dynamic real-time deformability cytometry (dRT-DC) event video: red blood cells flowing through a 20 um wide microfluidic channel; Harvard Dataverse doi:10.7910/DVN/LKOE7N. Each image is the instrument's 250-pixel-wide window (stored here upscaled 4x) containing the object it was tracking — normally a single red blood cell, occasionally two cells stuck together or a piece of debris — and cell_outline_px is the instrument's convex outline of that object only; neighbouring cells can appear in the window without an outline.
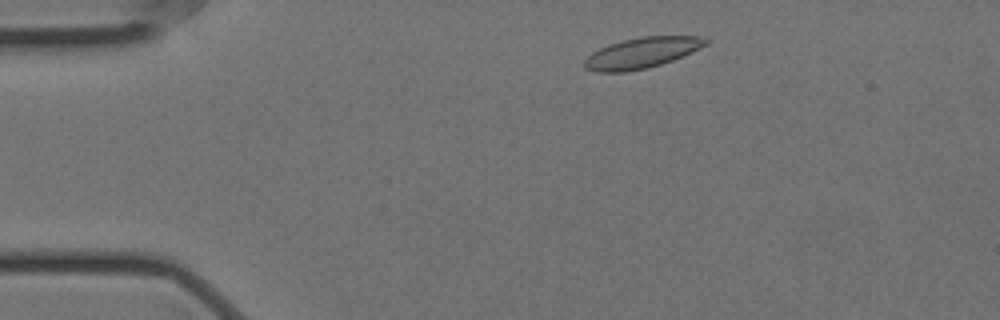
{"species": "Egyptian fruit bat (a non-hibernating species)", "species_latin": "Rousettus aegyptiacus", "temperature_condition": "cold", "stored_images_in_passage": 52, "camera_frame_rate_fps": 3000, "um_per_image_px": 0.085, "animal": {"sex": "female"}, "frame": {"image": 1, "passage_image": 5, "time_ms": 1.333, "image_size_px": [1000, 320], "cell_outline_px": [[708, 44], [672, 60], [648, 68], [624, 72], [596, 72], [584, 68], [584, 60], [592, 52], [600, 48], [624, 40], [640, 36], [700, 36], [708, 40]], "centroid_in_image_um": [54.53, 4.5], "position_along_channel_um": 30.5, "area_um2": 21.44}}
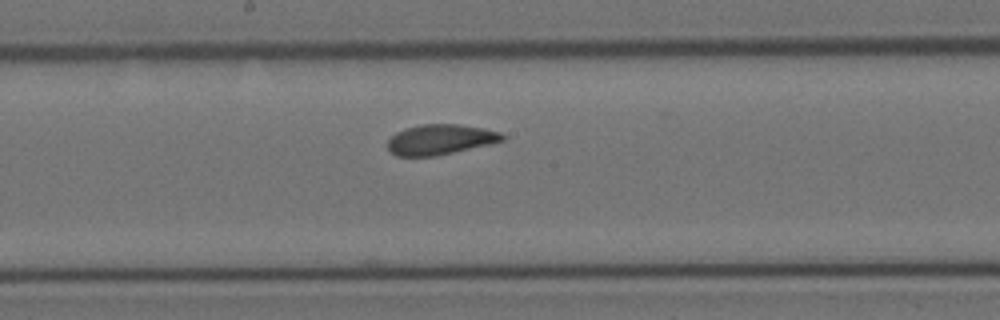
{"frame": {"image": 2, "passage_image": 25, "time_ms": 8.0, "image_size_px": [1000, 320], "cell_outline_px": [[504, 140], [488, 144], [436, 156], [396, 156], [388, 152], [388, 140], [396, 132], [404, 128], [424, 124], [460, 124], [484, 128], [500, 132], [504, 136]], "centroid_in_image_um": [37.38, 11.86], "position_along_channel_um": 210.8, "area_um2": 20.17}}
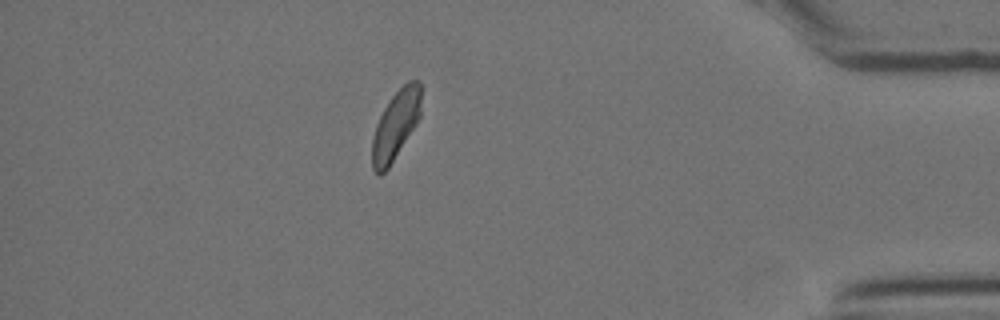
{"frame": {"image": 3, "passage_image": 45, "time_ms": 14.667, "image_size_px": [1000, 320], "cell_outline_px": [[420, 116], [416, 124], [388, 168], [380, 176], [372, 168], [372, 136], [376, 124], [384, 108], [392, 96], [408, 80], [420, 80]], "centroid_in_image_um": [33.62, 10.63], "position_along_channel_um": 401.6, "area_um2": 19.42}, "authors_computed_cell_mechanics": {"area_um2": 20.8369, "velocity_mm_per_s": 3.4925, "shape_relaxation_time_tau1_ms": 4.5238, "shape_relaxation_time_tau2_ms": 1.2649, "deformation_change_tau1": 0.1069, "deformation_change_tau2": 0.0415}}